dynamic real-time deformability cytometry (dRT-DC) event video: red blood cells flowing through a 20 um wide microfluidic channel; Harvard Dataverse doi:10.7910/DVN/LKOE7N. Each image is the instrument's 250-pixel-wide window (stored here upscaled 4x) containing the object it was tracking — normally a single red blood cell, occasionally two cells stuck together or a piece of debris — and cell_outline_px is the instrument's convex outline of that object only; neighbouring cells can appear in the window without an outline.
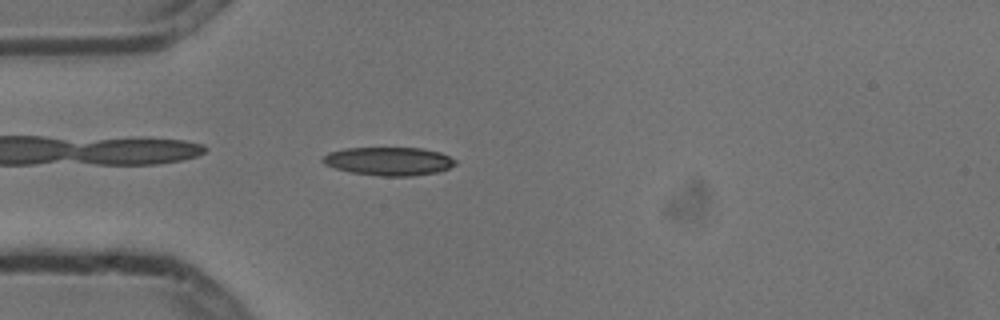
{"species": "common noctule bat (a hibernating species)", "species_latin": "Nyctalus noctula", "temperature_condition": "cold", "stored_images_in_passage": 3, "camera_frame_rate_fps": 3000, "um_per_image_px": 0.085, "animal": {"sex": "male", "body_mass_g": 13.3}, "frame": {"image": 1, "passage_image": 3, "time_ms": 0.667, "image_size_px": [1000, 320], "cell_outline_px": [[456, 164], [448, 168], [436, 172], [412, 176], [380, 176], [352, 172], [336, 168], [324, 164], [320, 160], [328, 152], [344, 148], [424, 148], [440, 152], [456, 160]], "centroid_in_image_um": [33.04, 13.7], "position_along_channel_um": 52.0, "area_um2": 21.85}}